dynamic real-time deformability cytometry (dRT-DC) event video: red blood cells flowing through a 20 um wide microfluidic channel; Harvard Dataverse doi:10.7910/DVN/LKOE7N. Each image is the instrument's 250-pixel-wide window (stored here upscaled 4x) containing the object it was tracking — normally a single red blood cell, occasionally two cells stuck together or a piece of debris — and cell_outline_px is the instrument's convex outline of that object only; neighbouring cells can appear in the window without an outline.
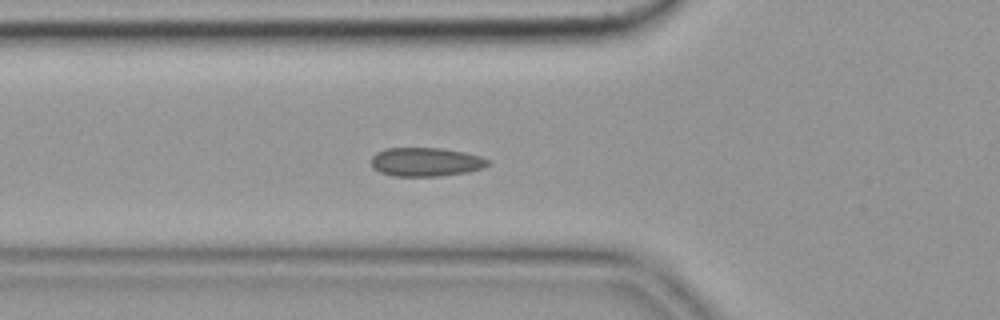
{"species": "common noctule bat (a hibernating species)", "species_latin": "Nyctalus noctula", "temperature_condition": "cold", "stored_images_in_passage": 51, "camera_frame_rate_fps": 3000, "um_per_image_px": 0.085, "animal": {"sex": "female", "body_mass_g": 19.9}, "frame": {"image": 1, "passage_image": 15, "time_ms": 4.667, "image_size_px": [1000, 320], "cell_outline_px": [[492, 164], [484, 168], [468, 172], [440, 176], [392, 176], [380, 172], [372, 168], [372, 156], [376, 152], [384, 148], [440, 148], [464, 152], [480, 156], [492, 160]], "centroid_in_image_um": [36.23, 13.77], "position_along_channel_um": 89.6, "area_um2": 19.88}, "authors_computed_cell_mechanics": {"area_um2": 19.3052, "velocity_mm_per_s": 3.6065, "shape_relaxation_time_tau1_ms": null, "shape_relaxation_time_tau2_ms": 3.6513, "deformation_change_tau1": null, "deformation_change_tau2": 0.0561}}